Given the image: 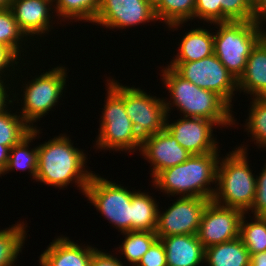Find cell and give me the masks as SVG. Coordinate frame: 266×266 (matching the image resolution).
Masks as SVG:
<instances>
[{
	"label": "cell",
	"instance_id": "obj_1",
	"mask_svg": "<svg viewBox=\"0 0 266 266\" xmlns=\"http://www.w3.org/2000/svg\"><path fill=\"white\" fill-rule=\"evenodd\" d=\"M69 137L66 133H61L47 142L38 144L35 181L62 190L74 183L84 196L94 171L89 170L87 166L88 153L76 148Z\"/></svg>",
	"mask_w": 266,
	"mask_h": 266
},
{
	"label": "cell",
	"instance_id": "obj_2",
	"mask_svg": "<svg viewBox=\"0 0 266 266\" xmlns=\"http://www.w3.org/2000/svg\"><path fill=\"white\" fill-rule=\"evenodd\" d=\"M163 67L161 66V80L170 93L169 98H164L167 115H171L176 107L183 117L211 120L221 126L219 129L237 126L233 109L218 94L199 88L169 66Z\"/></svg>",
	"mask_w": 266,
	"mask_h": 266
},
{
	"label": "cell",
	"instance_id": "obj_3",
	"mask_svg": "<svg viewBox=\"0 0 266 266\" xmlns=\"http://www.w3.org/2000/svg\"><path fill=\"white\" fill-rule=\"evenodd\" d=\"M219 153L191 155L183 163L160 171L152 179L151 186L169 198L201 197L212 200L216 190Z\"/></svg>",
	"mask_w": 266,
	"mask_h": 266
},
{
	"label": "cell",
	"instance_id": "obj_4",
	"mask_svg": "<svg viewBox=\"0 0 266 266\" xmlns=\"http://www.w3.org/2000/svg\"><path fill=\"white\" fill-rule=\"evenodd\" d=\"M246 146L249 147L241 143L227 156H220L216 190L212 199L219 205L239 209L244 213L250 210L256 193V175L251 169L252 164L248 163L249 149Z\"/></svg>",
	"mask_w": 266,
	"mask_h": 266
},
{
	"label": "cell",
	"instance_id": "obj_5",
	"mask_svg": "<svg viewBox=\"0 0 266 266\" xmlns=\"http://www.w3.org/2000/svg\"><path fill=\"white\" fill-rule=\"evenodd\" d=\"M111 77L113 76L105 81L107 95L93 147L100 151H125L134 154L135 151H140L142 139L137 135L132 121L126 114L124 85Z\"/></svg>",
	"mask_w": 266,
	"mask_h": 266
},
{
	"label": "cell",
	"instance_id": "obj_6",
	"mask_svg": "<svg viewBox=\"0 0 266 266\" xmlns=\"http://www.w3.org/2000/svg\"><path fill=\"white\" fill-rule=\"evenodd\" d=\"M67 71V68L61 64L60 66H54L52 69L49 68L48 71L41 72L40 75L37 74L36 76L35 74L25 84L22 80L23 85H21V91L19 92L20 94L22 92L21 100L19 99L20 94H16V90L13 88L15 91L13 93V102L17 104L16 106H23L18 108L17 111L19 110V115L32 128H37L36 122L46 117L45 115H48L54 106H58L59 100H62L63 93L67 90L66 82L68 81L66 79L69 78V71Z\"/></svg>",
	"mask_w": 266,
	"mask_h": 266
},
{
	"label": "cell",
	"instance_id": "obj_7",
	"mask_svg": "<svg viewBox=\"0 0 266 266\" xmlns=\"http://www.w3.org/2000/svg\"><path fill=\"white\" fill-rule=\"evenodd\" d=\"M210 25H215L214 30L216 31H213L214 54L238 80L245 70L247 58L256 44L264 37L265 31L261 30L253 21H230Z\"/></svg>",
	"mask_w": 266,
	"mask_h": 266
},
{
	"label": "cell",
	"instance_id": "obj_8",
	"mask_svg": "<svg viewBox=\"0 0 266 266\" xmlns=\"http://www.w3.org/2000/svg\"><path fill=\"white\" fill-rule=\"evenodd\" d=\"M93 173L84 196L118 232L131 231V199L136 192Z\"/></svg>",
	"mask_w": 266,
	"mask_h": 266
},
{
	"label": "cell",
	"instance_id": "obj_9",
	"mask_svg": "<svg viewBox=\"0 0 266 266\" xmlns=\"http://www.w3.org/2000/svg\"><path fill=\"white\" fill-rule=\"evenodd\" d=\"M167 66L199 88L215 92L233 109L237 80L215 54L194 62H169Z\"/></svg>",
	"mask_w": 266,
	"mask_h": 266
},
{
	"label": "cell",
	"instance_id": "obj_10",
	"mask_svg": "<svg viewBox=\"0 0 266 266\" xmlns=\"http://www.w3.org/2000/svg\"><path fill=\"white\" fill-rule=\"evenodd\" d=\"M124 104L126 114L141 139L165 128L167 113L164 97L153 96L135 85H124Z\"/></svg>",
	"mask_w": 266,
	"mask_h": 266
},
{
	"label": "cell",
	"instance_id": "obj_11",
	"mask_svg": "<svg viewBox=\"0 0 266 266\" xmlns=\"http://www.w3.org/2000/svg\"><path fill=\"white\" fill-rule=\"evenodd\" d=\"M210 199L177 197L168 209H158L156 235L158 239L171 235L197 234L202 213Z\"/></svg>",
	"mask_w": 266,
	"mask_h": 266
},
{
	"label": "cell",
	"instance_id": "obj_12",
	"mask_svg": "<svg viewBox=\"0 0 266 266\" xmlns=\"http://www.w3.org/2000/svg\"><path fill=\"white\" fill-rule=\"evenodd\" d=\"M158 21L147 0H101L93 25L106 29H126Z\"/></svg>",
	"mask_w": 266,
	"mask_h": 266
},
{
	"label": "cell",
	"instance_id": "obj_13",
	"mask_svg": "<svg viewBox=\"0 0 266 266\" xmlns=\"http://www.w3.org/2000/svg\"><path fill=\"white\" fill-rule=\"evenodd\" d=\"M244 215L239 209L225 207L210 200L205 207L199 230V241L204 248L240 237V223Z\"/></svg>",
	"mask_w": 266,
	"mask_h": 266
},
{
	"label": "cell",
	"instance_id": "obj_14",
	"mask_svg": "<svg viewBox=\"0 0 266 266\" xmlns=\"http://www.w3.org/2000/svg\"><path fill=\"white\" fill-rule=\"evenodd\" d=\"M169 117L166 116L165 129L192 155L220 152L219 141L213 133L219 126L214 121L182 116L172 121Z\"/></svg>",
	"mask_w": 266,
	"mask_h": 266
},
{
	"label": "cell",
	"instance_id": "obj_15",
	"mask_svg": "<svg viewBox=\"0 0 266 266\" xmlns=\"http://www.w3.org/2000/svg\"><path fill=\"white\" fill-rule=\"evenodd\" d=\"M9 8L19 29L27 38L29 37V40L34 41L38 36L40 39L44 35L47 37L51 29L55 31L53 24L57 16L54 10V0H12Z\"/></svg>",
	"mask_w": 266,
	"mask_h": 266
},
{
	"label": "cell",
	"instance_id": "obj_16",
	"mask_svg": "<svg viewBox=\"0 0 266 266\" xmlns=\"http://www.w3.org/2000/svg\"><path fill=\"white\" fill-rule=\"evenodd\" d=\"M139 152L151 164V179L160 171L181 164L192 155L165 128L142 139Z\"/></svg>",
	"mask_w": 266,
	"mask_h": 266
},
{
	"label": "cell",
	"instance_id": "obj_17",
	"mask_svg": "<svg viewBox=\"0 0 266 266\" xmlns=\"http://www.w3.org/2000/svg\"><path fill=\"white\" fill-rule=\"evenodd\" d=\"M206 23L251 22L253 0H196L194 21Z\"/></svg>",
	"mask_w": 266,
	"mask_h": 266
},
{
	"label": "cell",
	"instance_id": "obj_18",
	"mask_svg": "<svg viewBox=\"0 0 266 266\" xmlns=\"http://www.w3.org/2000/svg\"><path fill=\"white\" fill-rule=\"evenodd\" d=\"M70 239L66 234L55 237L39 255V266H90L97 247L78 244Z\"/></svg>",
	"mask_w": 266,
	"mask_h": 266
},
{
	"label": "cell",
	"instance_id": "obj_19",
	"mask_svg": "<svg viewBox=\"0 0 266 266\" xmlns=\"http://www.w3.org/2000/svg\"><path fill=\"white\" fill-rule=\"evenodd\" d=\"M166 252L167 266H203L205 248L197 234L171 235L160 239Z\"/></svg>",
	"mask_w": 266,
	"mask_h": 266
},
{
	"label": "cell",
	"instance_id": "obj_20",
	"mask_svg": "<svg viewBox=\"0 0 266 266\" xmlns=\"http://www.w3.org/2000/svg\"><path fill=\"white\" fill-rule=\"evenodd\" d=\"M239 93L251 98H266V40L262 38L247 58L243 74L237 80Z\"/></svg>",
	"mask_w": 266,
	"mask_h": 266
},
{
	"label": "cell",
	"instance_id": "obj_21",
	"mask_svg": "<svg viewBox=\"0 0 266 266\" xmlns=\"http://www.w3.org/2000/svg\"><path fill=\"white\" fill-rule=\"evenodd\" d=\"M202 27H191V30L185 32L180 43L178 42V53L170 62H194L214 54L213 32Z\"/></svg>",
	"mask_w": 266,
	"mask_h": 266
},
{
	"label": "cell",
	"instance_id": "obj_22",
	"mask_svg": "<svg viewBox=\"0 0 266 266\" xmlns=\"http://www.w3.org/2000/svg\"><path fill=\"white\" fill-rule=\"evenodd\" d=\"M39 127L32 128L31 133L26 136L20 143L10 148V154L6 168L3 170L1 175L4 176L14 170H21L22 172H28L30 178L36 179L37 167H38V146L35 147L30 145L33 140L35 141L43 133ZM38 137V138H37ZM31 143V144H30ZM30 147V148H29ZM28 170V171H27Z\"/></svg>",
	"mask_w": 266,
	"mask_h": 266
},
{
	"label": "cell",
	"instance_id": "obj_23",
	"mask_svg": "<svg viewBox=\"0 0 266 266\" xmlns=\"http://www.w3.org/2000/svg\"><path fill=\"white\" fill-rule=\"evenodd\" d=\"M250 259L240 237L205 248L206 266H249Z\"/></svg>",
	"mask_w": 266,
	"mask_h": 266
},
{
	"label": "cell",
	"instance_id": "obj_24",
	"mask_svg": "<svg viewBox=\"0 0 266 266\" xmlns=\"http://www.w3.org/2000/svg\"><path fill=\"white\" fill-rule=\"evenodd\" d=\"M158 203L151 193L136 190L131 199V231H156Z\"/></svg>",
	"mask_w": 266,
	"mask_h": 266
},
{
	"label": "cell",
	"instance_id": "obj_25",
	"mask_svg": "<svg viewBox=\"0 0 266 266\" xmlns=\"http://www.w3.org/2000/svg\"><path fill=\"white\" fill-rule=\"evenodd\" d=\"M27 227L24 221H17L0 229V266H16L15 262L20 258L25 241L28 240Z\"/></svg>",
	"mask_w": 266,
	"mask_h": 266
},
{
	"label": "cell",
	"instance_id": "obj_26",
	"mask_svg": "<svg viewBox=\"0 0 266 266\" xmlns=\"http://www.w3.org/2000/svg\"><path fill=\"white\" fill-rule=\"evenodd\" d=\"M195 6L196 0H162L155 8V14L168 30L175 31L194 20Z\"/></svg>",
	"mask_w": 266,
	"mask_h": 266
},
{
	"label": "cell",
	"instance_id": "obj_27",
	"mask_svg": "<svg viewBox=\"0 0 266 266\" xmlns=\"http://www.w3.org/2000/svg\"><path fill=\"white\" fill-rule=\"evenodd\" d=\"M101 0H54V10L60 25L66 22L93 23ZM70 20V22H69Z\"/></svg>",
	"mask_w": 266,
	"mask_h": 266
},
{
	"label": "cell",
	"instance_id": "obj_28",
	"mask_svg": "<svg viewBox=\"0 0 266 266\" xmlns=\"http://www.w3.org/2000/svg\"><path fill=\"white\" fill-rule=\"evenodd\" d=\"M121 235L124 237V240L115 250L125 257L123 259L126 260L123 263L126 264V266H128V264L129 266H136L142 256L158 239L156 233L152 231H127L122 232ZM126 261L128 262L125 263Z\"/></svg>",
	"mask_w": 266,
	"mask_h": 266
},
{
	"label": "cell",
	"instance_id": "obj_29",
	"mask_svg": "<svg viewBox=\"0 0 266 266\" xmlns=\"http://www.w3.org/2000/svg\"><path fill=\"white\" fill-rule=\"evenodd\" d=\"M29 43H32L31 40L19 29L11 9L0 10V44L11 48L25 62L24 56L29 52L27 48H31Z\"/></svg>",
	"mask_w": 266,
	"mask_h": 266
},
{
	"label": "cell",
	"instance_id": "obj_30",
	"mask_svg": "<svg viewBox=\"0 0 266 266\" xmlns=\"http://www.w3.org/2000/svg\"><path fill=\"white\" fill-rule=\"evenodd\" d=\"M244 213L240 223V238L252 257L257 253L266 251V217L250 216L251 222Z\"/></svg>",
	"mask_w": 266,
	"mask_h": 266
},
{
	"label": "cell",
	"instance_id": "obj_31",
	"mask_svg": "<svg viewBox=\"0 0 266 266\" xmlns=\"http://www.w3.org/2000/svg\"><path fill=\"white\" fill-rule=\"evenodd\" d=\"M248 116L245 119L244 128L250 142L256 147L266 149V98H250ZM250 134V135H249Z\"/></svg>",
	"mask_w": 266,
	"mask_h": 266
},
{
	"label": "cell",
	"instance_id": "obj_32",
	"mask_svg": "<svg viewBox=\"0 0 266 266\" xmlns=\"http://www.w3.org/2000/svg\"><path fill=\"white\" fill-rule=\"evenodd\" d=\"M12 110L10 107L0 113V144L10 148L20 143L32 131V127L19 113L17 111L13 113Z\"/></svg>",
	"mask_w": 266,
	"mask_h": 266
},
{
	"label": "cell",
	"instance_id": "obj_33",
	"mask_svg": "<svg viewBox=\"0 0 266 266\" xmlns=\"http://www.w3.org/2000/svg\"><path fill=\"white\" fill-rule=\"evenodd\" d=\"M22 61L23 60L11 48L3 44H0V80H6V81L12 80V82L15 81L16 83V81L18 80L16 78L18 71L19 73L22 72L20 71L22 69L21 65L25 66L28 64L29 66V63H23Z\"/></svg>",
	"mask_w": 266,
	"mask_h": 266
},
{
	"label": "cell",
	"instance_id": "obj_34",
	"mask_svg": "<svg viewBox=\"0 0 266 266\" xmlns=\"http://www.w3.org/2000/svg\"><path fill=\"white\" fill-rule=\"evenodd\" d=\"M261 169L259 175H256L255 199L247 214L251 211L253 216L266 217V162Z\"/></svg>",
	"mask_w": 266,
	"mask_h": 266
},
{
	"label": "cell",
	"instance_id": "obj_35",
	"mask_svg": "<svg viewBox=\"0 0 266 266\" xmlns=\"http://www.w3.org/2000/svg\"><path fill=\"white\" fill-rule=\"evenodd\" d=\"M136 266H167L165 248L160 239L151 245Z\"/></svg>",
	"mask_w": 266,
	"mask_h": 266
},
{
	"label": "cell",
	"instance_id": "obj_36",
	"mask_svg": "<svg viewBox=\"0 0 266 266\" xmlns=\"http://www.w3.org/2000/svg\"><path fill=\"white\" fill-rule=\"evenodd\" d=\"M104 249L100 251V249H96L90 261V266H126L120 258L118 253H106ZM117 254V255H116ZM119 257V258H118Z\"/></svg>",
	"mask_w": 266,
	"mask_h": 266
},
{
	"label": "cell",
	"instance_id": "obj_37",
	"mask_svg": "<svg viewBox=\"0 0 266 266\" xmlns=\"http://www.w3.org/2000/svg\"><path fill=\"white\" fill-rule=\"evenodd\" d=\"M9 82H11V84H9ZM12 83L15 84L12 81L0 80V113L5 112L8 108H10V106L13 107L14 105L13 102L14 91L11 87L15 89L16 87H14L15 85H13Z\"/></svg>",
	"mask_w": 266,
	"mask_h": 266
},
{
	"label": "cell",
	"instance_id": "obj_38",
	"mask_svg": "<svg viewBox=\"0 0 266 266\" xmlns=\"http://www.w3.org/2000/svg\"><path fill=\"white\" fill-rule=\"evenodd\" d=\"M261 30L266 32V0H253V20ZM265 29H264V28Z\"/></svg>",
	"mask_w": 266,
	"mask_h": 266
},
{
	"label": "cell",
	"instance_id": "obj_39",
	"mask_svg": "<svg viewBox=\"0 0 266 266\" xmlns=\"http://www.w3.org/2000/svg\"><path fill=\"white\" fill-rule=\"evenodd\" d=\"M10 154V147L0 144V172L6 168Z\"/></svg>",
	"mask_w": 266,
	"mask_h": 266
},
{
	"label": "cell",
	"instance_id": "obj_40",
	"mask_svg": "<svg viewBox=\"0 0 266 266\" xmlns=\"http://www.w3.org/2000/svg\"><path fill=\"white\" fill-rule=\"evenodd\" d=\"M249 266H266V251L253 255Z\"/></svg>",
	"mask_w": 266,
	"mask_h": 266
},
{
	"label": "cell",
	"instance_id": "obj_41",
	"mask_svg": "<svg viewBox=\"0 0 266 266\" xmlns=\"http://www.w3.org/2000/svg\"><path fill=\"white\" fill-rule=\"evenodd\" d=\"M11 1L12 0H0V10L9 8Z\"/></svg>",
	"mask_w": 266,
	"mask_h": 266
},
{
	"label": "cell",
	"instance_id": "obj_42",
	"mask_svg": "<svg viewBox=\"0 0 266 266\" xmlns=\"http://www.w3.org/2000/svg\"><path fill=\"white\" fill-rule=\"evenodd\" d=\"M162 0H147V2L155 9Z\"/></svg>",
	"mask_w": 266,
	"mask_h": 266
}]
</instances>
